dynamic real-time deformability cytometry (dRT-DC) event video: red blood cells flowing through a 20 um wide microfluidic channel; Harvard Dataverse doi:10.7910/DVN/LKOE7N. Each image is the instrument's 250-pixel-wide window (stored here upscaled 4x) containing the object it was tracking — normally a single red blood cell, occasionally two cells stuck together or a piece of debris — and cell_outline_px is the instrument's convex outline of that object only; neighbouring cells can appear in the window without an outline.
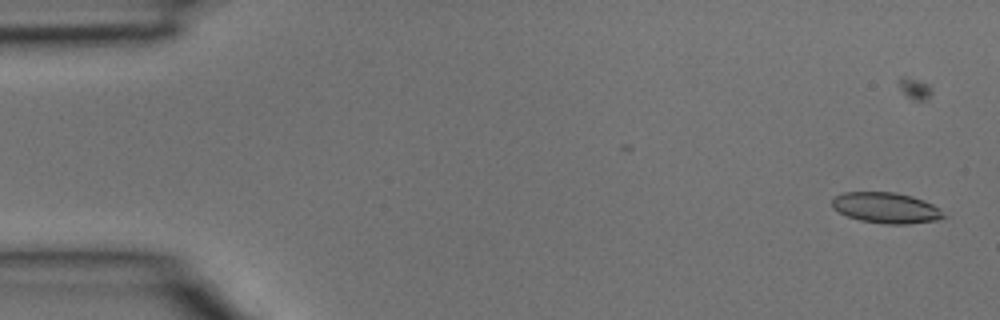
{"species": "common noctule bat (a hibernating species)", "species_latin": "Nyctalus noctula", "temperature_condition": "room temperature", "stored_images_in_passage": 35, "camera_frame_rate_fps": 3000, "um_per_image_px": 0.085, "animal": {"sex": "male", "body_mass_g": 15.6}, "frame": {"image": 1, "passage_image": 2, "time_ms": 0.333, "image_size_px": [1000, 320], "cell_outline_px": [[948, 216], [936, 220], [904, 224], [888, 224], [860, 220], [848, 216], [832, 208], [832, 196], [844, 192], [896, 192], [912, 196], [924, 200], [940, 208]], "centroid_in_image_um": [75.32, 17.65], "position_along_channel_um": 9.7, "area_um2": 20.06}}
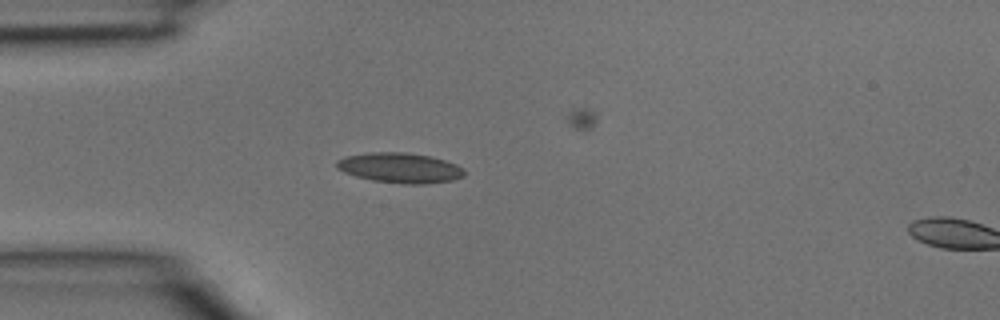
{"frame": {"image": 2, "passage_image": 11, "time_ms": 3.333, "image_size_px": [1000, 320], "cell_outline_px": [[464, 176], [452, 180], [428, 184], [404, 184], [372, 180], [356, 176], [344, 172], [336, 168], [336, 160], [344, 156], [372, 152], [404, 152], [428, 156], [444, 160], [456, 164], [464, 168]], "centroid_in_image_um": [33.98, 14.27], "position_along_channel_um": 51.0, "area_um2": 22.43}}
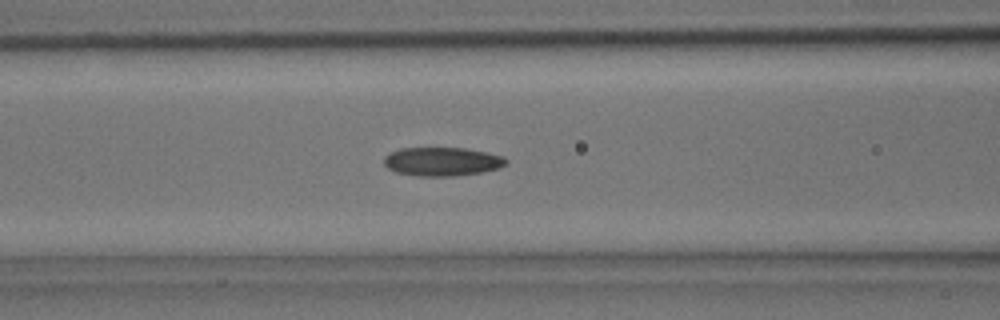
{"frame": {"image": 3, "passage_image": 16, "time_ms": 5.0, "image_size_px": [1000, 320], "cell_outline_px": [[508, 164], [500, 168], [480, 172], [452, 176], [416, 176], [396, 172], [388, 168], [384, 164], [384, 156], [400, 148], [464, 148], [504, 156], [508, 160]], "centroid_in_image_um": [37.59, 13.73], "position_along_channel_um": 129.0, "area_um2": 20.4}}